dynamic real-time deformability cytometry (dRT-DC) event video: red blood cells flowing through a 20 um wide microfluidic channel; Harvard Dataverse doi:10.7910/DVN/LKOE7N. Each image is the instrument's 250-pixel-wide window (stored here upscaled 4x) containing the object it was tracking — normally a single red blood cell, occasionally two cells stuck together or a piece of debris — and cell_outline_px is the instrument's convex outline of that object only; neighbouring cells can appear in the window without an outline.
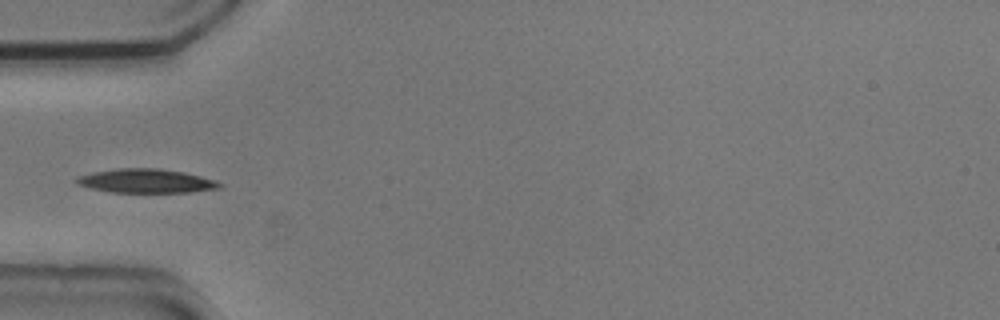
{"species": "common noctule bat (a hibernating species)", "species_latin": "Nyctalus noctula", "temperature_condition": "cold", "stored_images_in_passage": 8, "camera_frame_rate_fps": 3000, "um_per_image_px": 0.085, "animal": {"sex": "male", "body_mass_g": 20.5, "forearm_length_mm": 52.5}, "frame": {"image": 1, "passage_image": 5, "time_ms": 1.333, "image_size_px": [1000, 320], "cell_outline_px": [[224, 184], [220, 188], [192, 192], [108, 192], [76, 184], [76, 176], [92, 172], [116, 168], [156, 168], [184, 172], [216, 180]], "centroid_in_image_um": [12.42, 15.38], "position_along_channel_um": 72.6, "area_um2": 20.06}}
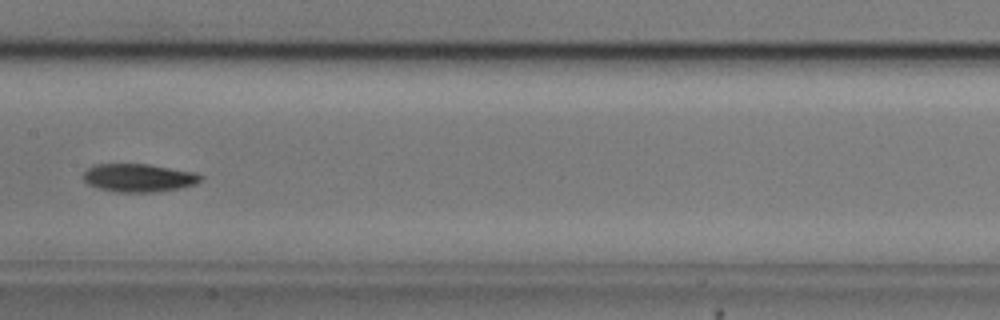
{"frame": {"image": 2, "passage_image": 8, "time_ms": 2.333, "image_size_px": [1000, 320], "cell_outline_px": [[204, 176], [196, 184], [184, 188], [152, 192], [116, 192], [100, 188], [88, 184], [84, 180], [84, 172], [88, 168], [96, 164], [148, 164], [192, 172]], "centroid_in_image_um": [11.8, 15.12], "position_along_channel_um": 195.6, "area_um2": 19.13}}